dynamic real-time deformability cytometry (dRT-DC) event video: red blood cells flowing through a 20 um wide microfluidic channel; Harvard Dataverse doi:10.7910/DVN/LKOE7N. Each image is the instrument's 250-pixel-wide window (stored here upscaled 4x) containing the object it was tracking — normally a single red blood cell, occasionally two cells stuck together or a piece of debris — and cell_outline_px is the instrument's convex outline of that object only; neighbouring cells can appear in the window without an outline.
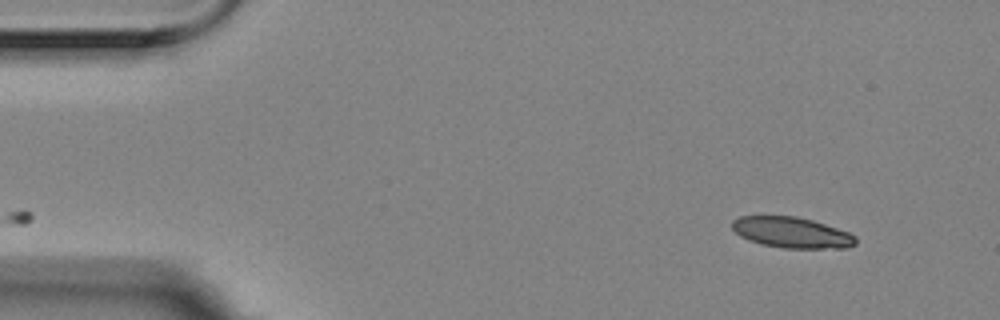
{"species": "Egyptian fruit bat (a non-hibernating species)", "species_latin": "Rousettus aegyptiacus", "temperature_condition": "room temperature", "stored_images_in_passage": 22, "camera_frame_rate_fps": 3000, "um_per_image_px": 0.085, "animal": {"sex": "female"}, "frame": {"image": 1, "passage_image": 1, "time_ms": 0.0, "image_size_px": [1000, 320], "cell_outline_px": [[856, 244], [844, 248], [784, 248], [760, 244], [748, 240], [740, 236], [732, 228], [732, 220], [740, 216], [796, 216], [812, 220], [848, 232], [856, 236]], "centroid_in_image_um": [67.27, 19.76], "position_along_channel_um": 17.7, "area_um2": 22.14}}
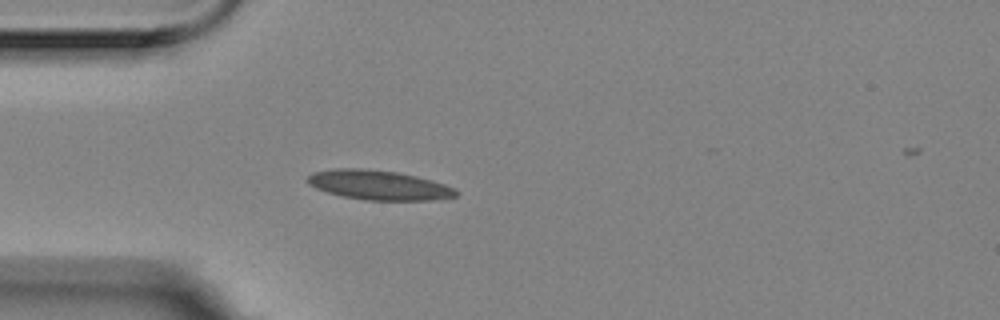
{"frame": {"image": 2, "passage_image": 11, "time_ms": 3.333, "image_size_px": [1000, 320], "cell_outline_px": [[460, 192], [456, 196], [440, 200], [364, 200], [344, 196], [328, 192], [316, 188], [308, 184], [304, 180], [312, 172], [332, 168], [360, 168], [396, 172], [416, 176], [432, 180], [456, 188]], "centroid_in_image_um": [32.2, 15.73], "position_along_channel_um": 52.8, "area_um2": 25.78}}
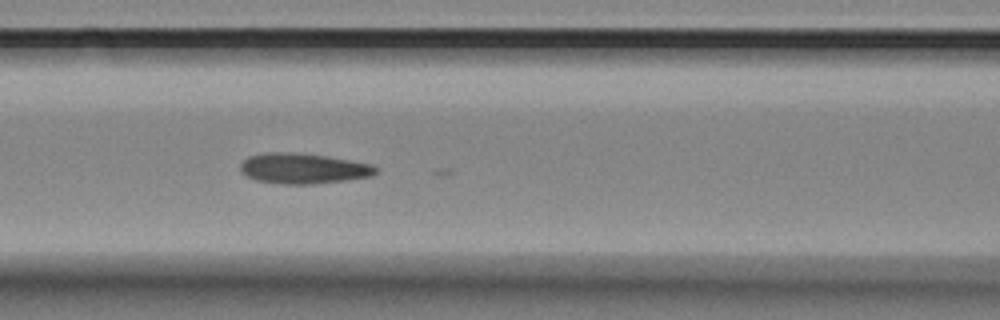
{"frame": {"image": 3, "passage_image": 19, "time_ms": 6.0, "image_size_px": [1000, 320], "cell_outline_px": [[376, 172], [372, 176], [344, 180], [312, 184], [284, 184], [256, 180], [240, 172], [240, 164], [248, 156], [268, 152], [292, 152], [324, 156], [372, 164], [376, 168]], "centroid_in_image_um": [25.73, 14.32], "position_along_channel_um": 140.9, "area_um2": 23.76}}